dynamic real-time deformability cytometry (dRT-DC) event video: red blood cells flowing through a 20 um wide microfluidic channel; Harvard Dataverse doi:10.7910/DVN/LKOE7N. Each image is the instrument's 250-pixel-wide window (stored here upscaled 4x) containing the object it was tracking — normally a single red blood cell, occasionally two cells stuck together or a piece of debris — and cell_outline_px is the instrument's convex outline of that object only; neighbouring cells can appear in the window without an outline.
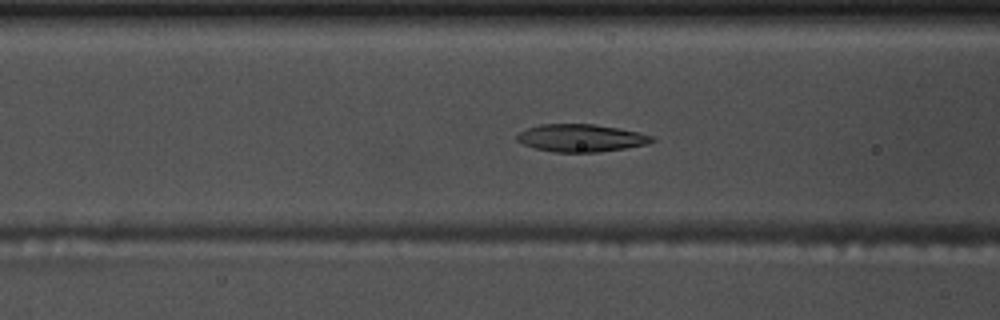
{"species": "common noctule bat (a hibernating species)", "species_latin": "Nyctalus noctula", "temperature_condition": "warm", "stored_images_in_passage": 52, "camera_frame_rate_fps": 3000, "um_per_image_px": 0.085, "animal": {"sex": "male", "body_mass_g": 17.5, "forearm_length_mm": 52.3}, "frame": {"image": 1, "passage_image": 18, "time_ms": 5.667, "image_size_px": [1000, 320], "cell_outline_px": [[656, 140], [648, 144], [624, 148], [596, 152], [556, 152], [536, 148], [524, 144], [516, 140], [516, 136], [520, 132], [528, 128], [540, 124], [592, 124], [620, 128], [640, 132], [652, 136]], "centroid_in_image_um": [49.41, 11.72], "position_along_channel_um": 117.2, "area_um2": 21.56}}
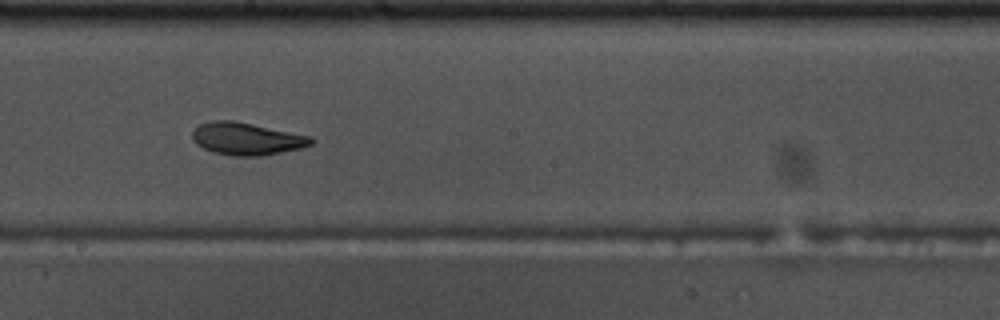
{"frame": {"image": 2, "passage_image": 27, "time_ms": 8.667, "image_size_px": [1000, 320], "cell_outline_px": [[316, 140], [312, 144], [300, 148], [264, 156], [232, 156], [212, 152], [196, 144], [192, 140], [192, 132], [200, 124], [212, 120], [232, 120], [312, 136]], "centroid_in_image_um": [20.97, 11.8], "position_along_channel_um": 227.2, "area_um2": 22.54}}
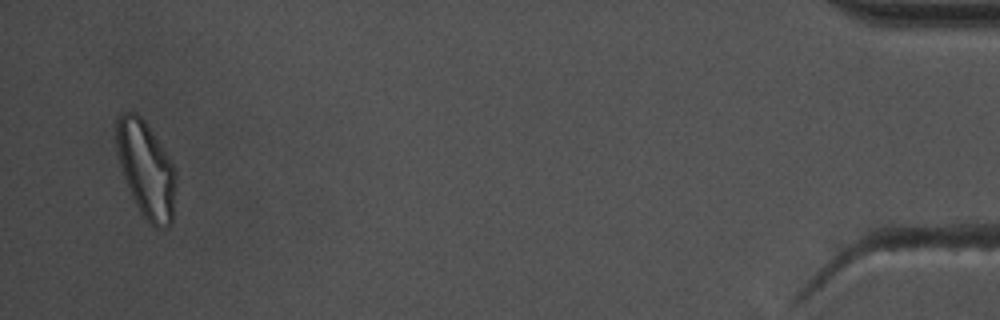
{"frame": {"image": 3, "passage_image": 50, "time_ms": 16.333, "image_size_px": [1000, 320], "cell_outline_px": [[176, 188], [172, 224], [168, 228], [156, 228], [144, 220], [132, 196], [124, 176], [120, 164], [116, 144], [116, 120], [120, 112], [136, 112], [144, 120], [168, 156], [176, 172]], "centroid_in_image_um": [12.43, 14.44], "position_along_channel_um": 422.8, "area_um2": 33.41}, "authors_computed_cell_mechanics": {"area_um2": 22.7443, "velocity_mm_per_s": 3.6809, "shape_relaxation_time_tau1_ms": 10.2632, "shape_relaxation_time_tau2_ms": 2.7692, "deformation_change_tau1": 0.2388, "deformation_change_tau2": 0.082}}